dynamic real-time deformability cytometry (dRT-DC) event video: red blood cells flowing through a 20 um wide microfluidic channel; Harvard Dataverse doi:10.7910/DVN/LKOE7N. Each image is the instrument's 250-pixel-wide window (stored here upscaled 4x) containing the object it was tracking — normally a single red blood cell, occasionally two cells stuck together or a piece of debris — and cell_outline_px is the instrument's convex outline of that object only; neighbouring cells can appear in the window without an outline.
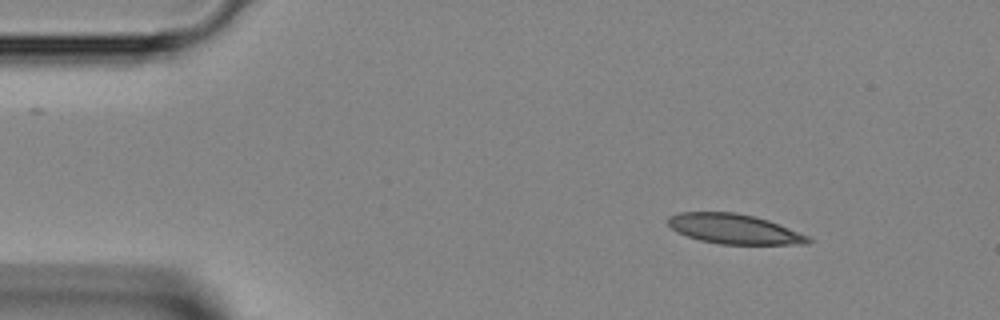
{"species": "Egyptian fruit bat (a non-hibernating species)", "species_latin": "Rousettus aegyptiacus", "temperature_condition": "room temperature", "stored_images_in_passage": 40, "camera_frame_rate_fps": 3000, "um_per_image_px": 0.085, "animal": {"sex": "female"}, "frame": {"image": 1, "passage_image": 1, "time_ms": 0.0, "image_size_px": [1000, 320], "cell_outline_px": [[812, 240], [808, 244], [720, 244], [700, 240], [676, 232], [668, 224], [668, 216], [680, 212], [736, 212], [768, 220], [808, 236]], "centroid_in_image_um": [62.37, 19.46], "position_along_channel_um": 22.6, "area_um2": 24.16}}
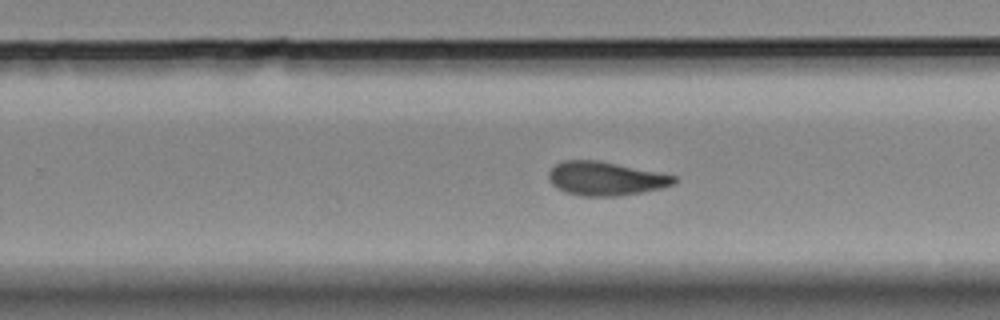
{"frame": {"image": 2, "passage_image": 23, "time_ms": 7.333, "image_size_px": [1000, 320], "cell_outline_px": [[680, 180], [676, 184], [660, 188], [640, 192], [616, 196], [580, 196], [564, 192], [556, 188], [548, 180], [548, 172], [556, 164], [564, 160], [596, 160], [676, 176]], "centroid_in_image_um": [51.44, 15.19], "position_along_channel_um": 278.4, "area_um2": 24.57}}
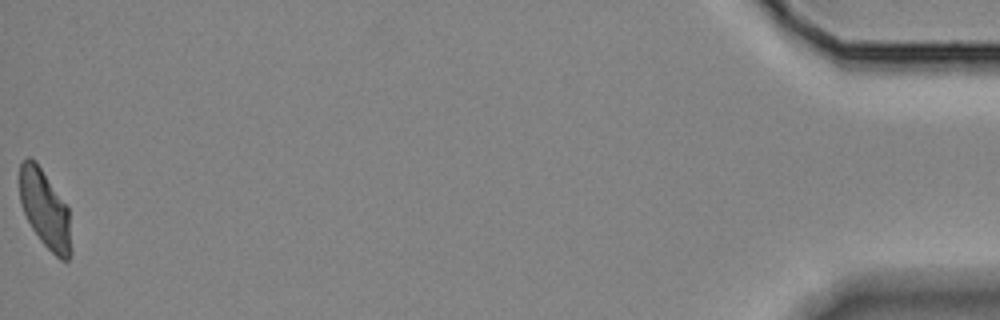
{"frame": {"image": 3, "passage_image": 40, "time_ms": 13.0, "image_size_px": [1000, 320], "cell_outline_px": [[72, 252], [68, 260], [60, 260], [40, 240], [32, 228], [24, 212], [20, 200], [20, 164], [28, 156], [36, 160], [68, 208], [72, 248]], "centroid_in_image_um": [3.84, 17.79], "position_along_channel_um": 431.4, "area_um2": 23.24}}